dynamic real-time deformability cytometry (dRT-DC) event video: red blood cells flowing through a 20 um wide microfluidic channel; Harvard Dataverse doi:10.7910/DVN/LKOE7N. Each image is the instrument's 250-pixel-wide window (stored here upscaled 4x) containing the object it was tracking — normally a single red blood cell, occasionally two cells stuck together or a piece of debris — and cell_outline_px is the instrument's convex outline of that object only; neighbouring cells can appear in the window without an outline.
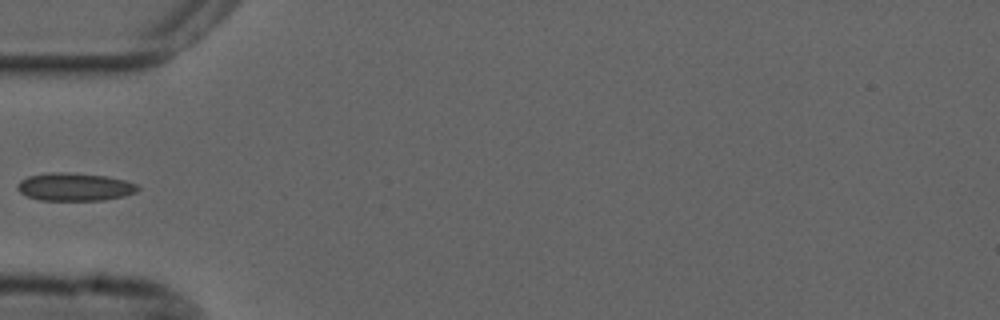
{"species": "common noctule bat (a hibernating species)", "species_latin": "Nyctalus noctula", "temperature_condition": "cold", "stored_images_in_passage": 16, "camera_frame_rate_fps": 3000, "um_per_image_px": 0.085, "animal": {"sex": "male", "forearm_length_mm": 52.5}, "frame": {"image": 1, "passage_image": 1, "time_ms": 0.0, "image_size_px": [1000, 320], "cell_outline_px": [[140, 188], [136, 192], [124, 196], [104, 200], [40, 200], [28, 196], [20, 192], [16, 188], [16, 184], [20, 180], [28, 176], [52, 172], [68, 172], [104, 176], [124, 180], [136, 184]], "centroid_in_image_um": [6.32, 15.88], "position_along_channel_um": 78.7, "area_um2": 19.54}}
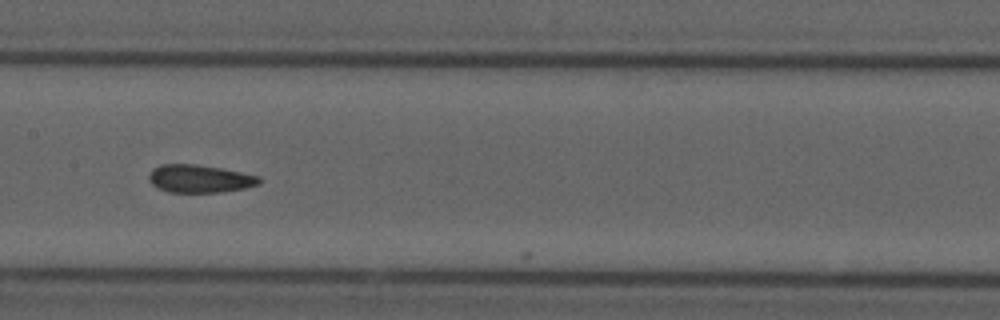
{"frame": {"image": 2, "passage_image": 10, "time_ms": 3.0, "image_size_px": [1000, 320], "cell_outline_px": [[260, 184], [244, 188], [220, 192], [168, 192], [156, 188], [148, 180], [148, 176], [152, 168], [160, 164], [196, 164], [220, 168], [260, 176]], "centroid_in_image_um": [16.92, 15.19], "position_along_channel_um": 190.5, "area_um2": 17.98}}
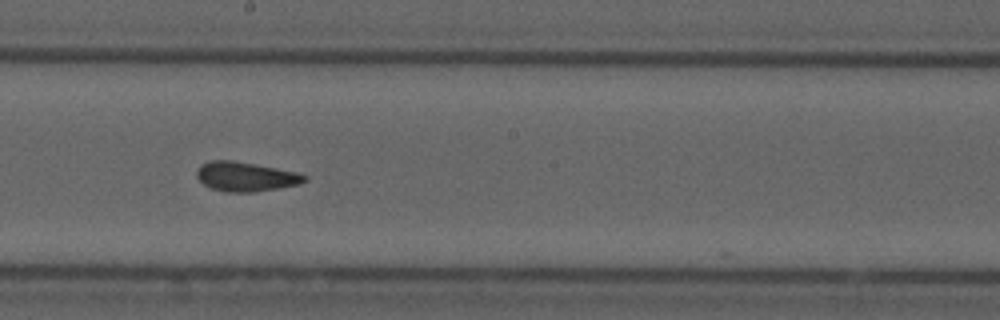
{"frame": {"image": 3, "passage_image": 13, "time_ms": 4.0, "image_size_px": [1000, 320], "cell_outline_px": [[308, 180], [300, 184], [256, 192], [224, 192], [212, 188], [204, 184], [196, 176], [196, 172], [200, 164], [212, 160], [232, 160], [276, 168], [296, 172], [308, 176]], "centroid_in_image_um": [20.88, 15.01], "position_along_channel_um": 227.3, "area_um2": 18.5}}